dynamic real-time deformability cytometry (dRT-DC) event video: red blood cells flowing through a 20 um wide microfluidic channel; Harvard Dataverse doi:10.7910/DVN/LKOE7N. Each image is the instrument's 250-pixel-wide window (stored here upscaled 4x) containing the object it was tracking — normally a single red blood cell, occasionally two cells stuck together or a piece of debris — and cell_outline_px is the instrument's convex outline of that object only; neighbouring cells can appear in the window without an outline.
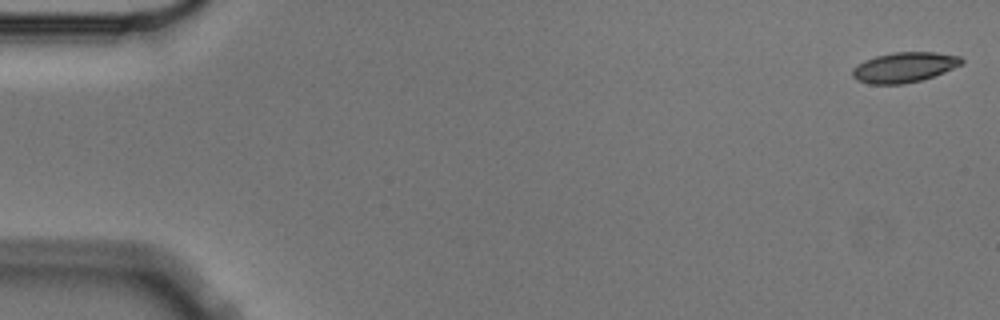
{"species": "Egyptian fruit bat (a non-hibernating species)", "species_latin": "Rousettus aegyptiacus", "temperature_condition": "cold", "stored_images_in_passage": 5, "camera_frame_rate_fps": 3000, "um_per_image_px": 0.085, "animal": {"sex": "male"}, "frame": {"image": 1, "passage_image": 1, "time_ms": 0.0, "image_size_px": [1000, 320], "cell_outline_px": [[964, 64], [944, 72], [920, 80], [904, 84], [868, 84], [856, 80], [852, 76], [852, 68], [856, 64], [864, 60], [876, 56], [896, 52], [936, 52], [960, 56], [964, 60]], "centroid_in_image_um": [76.85, 5.72], "position_along_channel_um": 8.2, "area_um2": 19.31}}
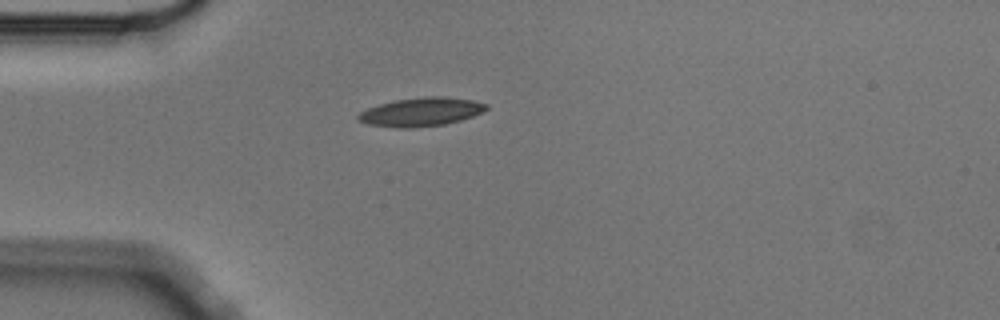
{"frame": {"image": 2, "passage_image": 4, "time_ms": 1.0, "image_size_px": [1000, 320], "cell_outline_px": [[488, 108], [484, 112], [460, 120], [444, 124], [412, 128], [396, 128], [368, 124], [360, 120], [356, 116], [360, 112], [368, 108], [380, 104], [396, 100], [428, 96], [440, 96], [472, 100], [488, 104]], "centroid_in_image_um": [35.81, 9.51], "position_along_channel_um": 49.2, "area_um2": 21.21}}